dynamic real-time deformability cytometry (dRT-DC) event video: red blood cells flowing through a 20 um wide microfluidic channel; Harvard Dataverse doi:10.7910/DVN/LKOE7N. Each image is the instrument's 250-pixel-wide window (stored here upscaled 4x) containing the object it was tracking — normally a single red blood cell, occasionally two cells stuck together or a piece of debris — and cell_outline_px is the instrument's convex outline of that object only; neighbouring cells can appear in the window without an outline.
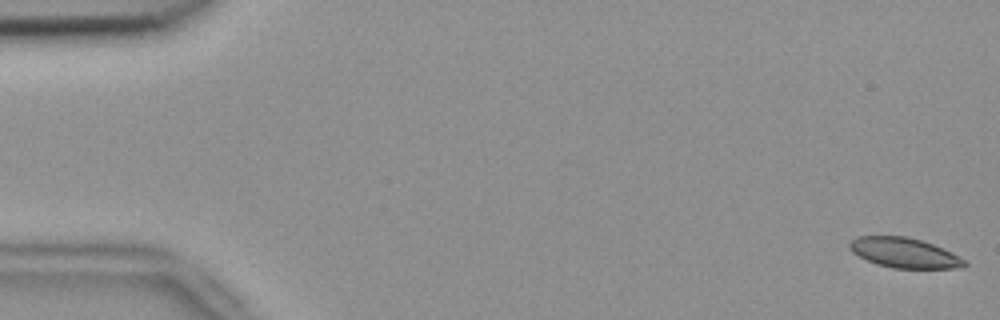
{"species": "common noctule bat (a hibernating species)", "species_latin": "Nyctalus noctula", "temperature_condition": "room temperature", "stored_images_in_passage": 16, "camera_frame_rate_fps": 3000, "um_per_image_px": 0.085, "animal": {"sex": "female", "body_mass_g": 18.4}, "frame": {"image": 1, "passage_image": 1, "time_ms": 0.0, "image_size_px": [1000, 320], "cell_outline_px": [[968, 264], [960, 268], [892, 268], [876, 264], [852, 252], [848, 248], [848, 244], [856, 236], [908, 236], [932, 244], [952, 252], [964, 260]], "centroid_in_image_um": [76.84, 21.48], "position_along_channel_um": 8.2, "area_um2": 20.0}}